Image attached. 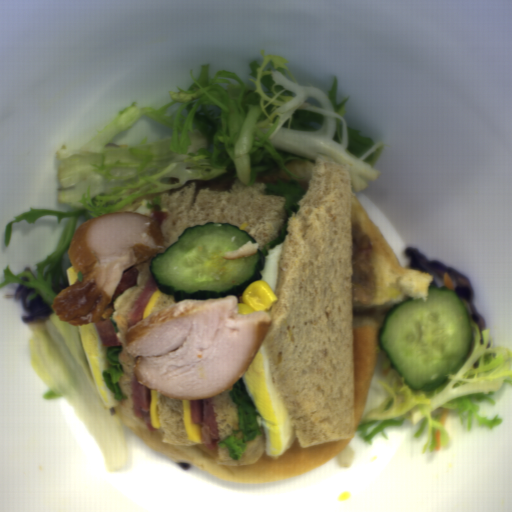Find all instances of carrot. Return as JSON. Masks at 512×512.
Here are the masks:
<instances>
[{"mask_svg":"<svg viewBox=\"0 0 512 512\" xmlns=\"http://www.w3.org/2000/svg\"><path fill=\"white\" fill-rule=\"evenodd\" d=\"M442 285H443V287H446V288L454 291L455 282L452 279V277L448 271L445 272V274H444Z\"/></svg>","mask_w":512,"mask_h":512,"instance_id":"b8716197","label":"carrot"},{"mask_svg":"<svg viewBox=\"0 0 512 512\" xmlns=\"http://www.w3.org/2000/svg\"><path fill=\"white\" fill-rule=\"evenodd\" d=\"M449 410L450 409H443L442 408L441 413H440L439 423L442 424L444 427L446 425V421H447Z\"/></svg>","mask_w":512,"mask_h":512,"instance_id":"cead05ca","label":"carrot"},{"mask_svg":"<svg viewBox=\"0 0 512 512\" xmlns=\"http://www.w3.org/2000/svg\"><path fill=\"white\" fill-rule=\"evenodd\" d=\"M435 441H436V447H435V450H437L438 452L441 450V435H440V430H436L435 431Z\"/></svg>","mask_w":512,"mask_h":512,"instance_id":"1c9b5961","label":"carrot"}]
</instances>
